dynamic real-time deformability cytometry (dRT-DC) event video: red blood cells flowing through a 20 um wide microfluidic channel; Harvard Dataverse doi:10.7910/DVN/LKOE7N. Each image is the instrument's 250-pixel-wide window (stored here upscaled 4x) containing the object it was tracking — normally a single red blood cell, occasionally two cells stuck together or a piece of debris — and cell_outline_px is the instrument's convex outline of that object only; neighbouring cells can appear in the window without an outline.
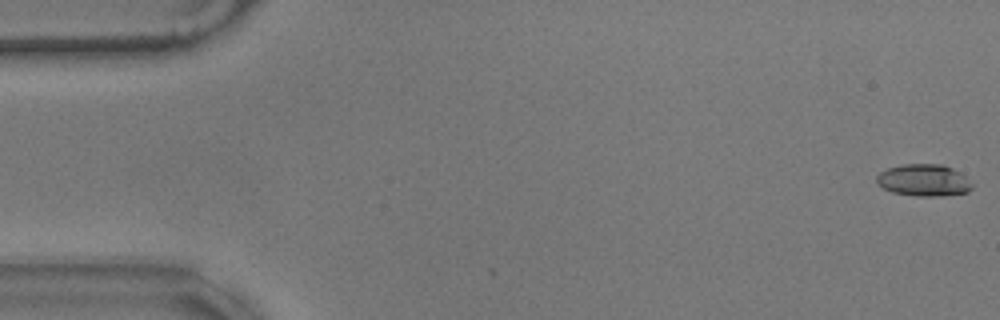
{"species": "common noctule bat (a hibernating species)", "species_latin": "Nyctalus noctula", "temperature_condition": "warm", "stored_images_in_passage": 6, "camera_frame_rate_fps": 3000, "um_per_image_px": 0.085, "animal": {"sex": "male", "body_mass_g": 17.9}, "frame": {"image": 1, "passage_image": 1, "time_ms": 0.0, "image_size_px": [1000, 320], "cell_outline_px": [[972, 188], [968, 192], [940, 196], [916, 196], [892, 192], [884, 188], [876, 180], [876, 176], [880, 172], [888, 168], [904, 164], [940, 164], [952, 168], [960, 172], [972, 184]], "centroid_in_image_um": [78.52, 15.32], "position_along_channel_um": 6.5, "area_um2": 17.63}}